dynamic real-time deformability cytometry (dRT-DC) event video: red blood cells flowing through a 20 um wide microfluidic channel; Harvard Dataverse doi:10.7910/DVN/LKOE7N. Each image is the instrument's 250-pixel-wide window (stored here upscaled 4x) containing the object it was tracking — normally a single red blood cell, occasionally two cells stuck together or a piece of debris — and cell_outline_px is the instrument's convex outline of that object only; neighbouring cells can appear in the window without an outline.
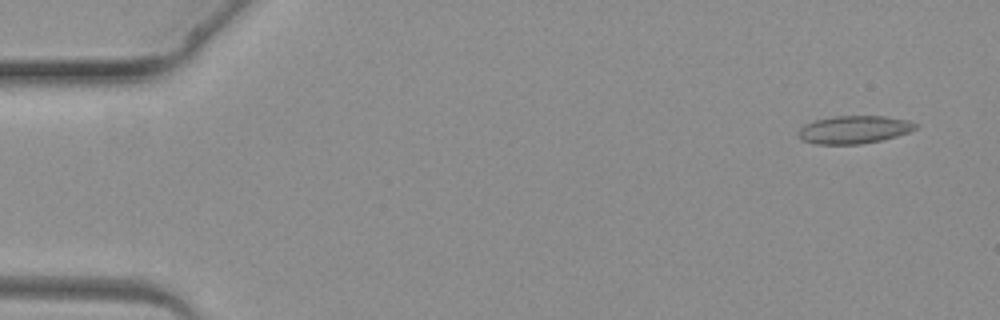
{"species": "common noctule bat (a hibernating species)", "species_latin": "Nyctalus noctula", "temperature_condition": "warm", "stored_images_in_passage": 3, "camera_frame_rate_fps": 3000, "um_per_image_px": 0.085, "animal": {"sex": "female", "body_mass_g": 19.3, "forearm_length_mm": 54.1}, "frame": {"image": 1, "passage_image": 1, "time_ms": 0.0, "image_size_px": [1000, 320], "cell_outline_px": [[920, 124], [916, 128], [908, 132], [896, 136], [880, 140], [860, 144], [816, 144], [804, 140], [796, 136], [800, 128], [804, 124], [816, 120], [832, 116], [884, 116], [908, 120]], "centroid_in_image_um": [72.59, 11.01], "position_along_channel_um": 12.4, "area_um2": 19.02}}